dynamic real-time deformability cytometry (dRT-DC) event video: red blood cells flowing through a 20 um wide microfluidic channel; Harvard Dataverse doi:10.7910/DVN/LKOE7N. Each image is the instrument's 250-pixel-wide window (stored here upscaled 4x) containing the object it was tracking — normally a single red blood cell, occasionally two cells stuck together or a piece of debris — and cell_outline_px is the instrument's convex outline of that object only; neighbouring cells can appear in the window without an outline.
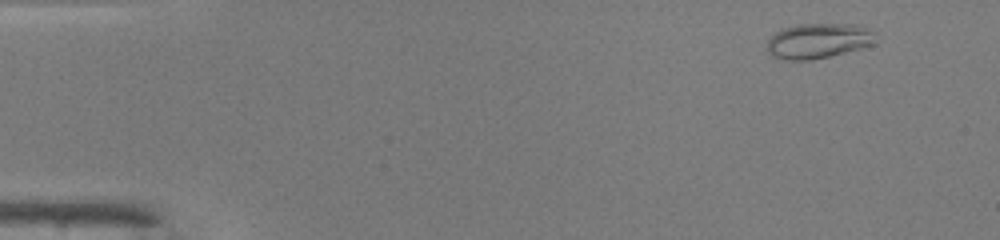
{"species": "common noctule bat (a hibernating species)", "species_latin": "Nyctalus noctula", "temperature_condition": "warm", "stored_images_in_passage": 47, "camera_frame_rate_fps": 3000, "um_per_image_px": 0.085, "animal": {"sex": "male", "body_mass_g": 19.0, "forearm_length_mm": 50.8}, "frame": {"image": 1, "passage_image": 2, "time_ms": 0.333, "image_size_px": [1000, 240], "cell_outline_px": [[872, 44], [860, 48], [812, 60], [784, 60], [772, 56], [768, 52], [768, 40], [776, 32], [784, 28], [800, 24], [856, 24], [868, 28], [872, 32]], "centroid_in_image_um": [69.5, 3.47], "position_along_channel_um": 15.5, "area_um2": 21.79}}
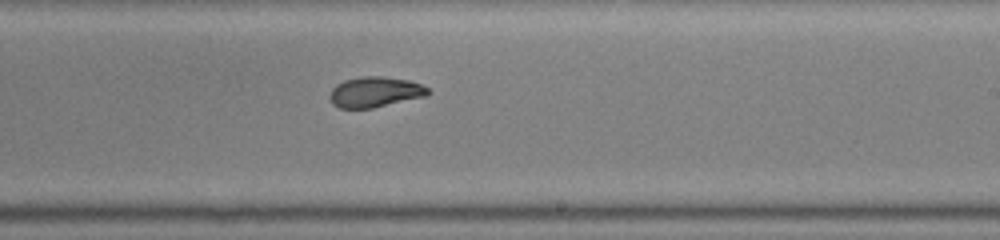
{"frame": {"image": 2, "passage_image": 28, "time_ms": 9.0, "image_size_px": [1000, 240], "cell_outline_px": [[432, 92], [428, 96], [372, 108], [340, 108], [332, 104], [328, 96], [332, 88], [336, 84], [344, 80], [364, 76], [384, 76], [408, 80], [420, 84], [428, 88]], "centroid_in_image_um": [31.88, 7.82], "position_along_channel_um": 257.1, "area_um2": 17.63}}
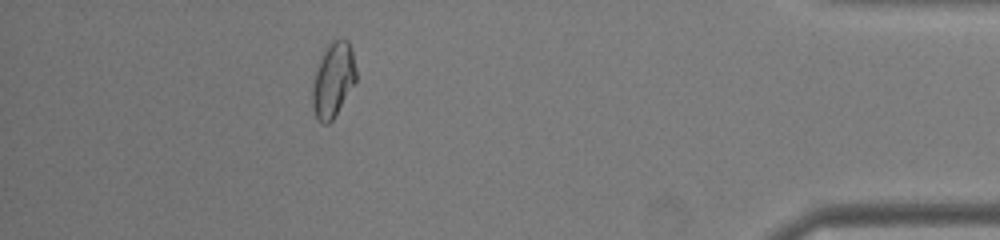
{"frame": {"image": 3, "passage_image": 42, "time_ms": 13.667, "image_size_px": [1000, 240], "cell_outline_px": [[356, 80], [332, 120], [328, 124], [324, 124], [316, 116], [312, 108], [312, 84], [320, 60], [328, 44], [332, 40], [344, 36], [348, 40], [352, 52], [356, 68]], "centroid_in_image_um": [28.32, 6.75], "position_along_channel_um": 406.9, "area_um2": 18.79}, "authors_computed_cell_mechanics": {"area_um2": 18.6116, "velocity_mm_per_s": 4.1571, "shape_relaxation_time_tau1_ms": 5.1201, "shape_relaxation_time_tau2_ms": 1.2925, "deformation_change_tau1": 0.1917, "deformation_change_tau2": 0.0599}}